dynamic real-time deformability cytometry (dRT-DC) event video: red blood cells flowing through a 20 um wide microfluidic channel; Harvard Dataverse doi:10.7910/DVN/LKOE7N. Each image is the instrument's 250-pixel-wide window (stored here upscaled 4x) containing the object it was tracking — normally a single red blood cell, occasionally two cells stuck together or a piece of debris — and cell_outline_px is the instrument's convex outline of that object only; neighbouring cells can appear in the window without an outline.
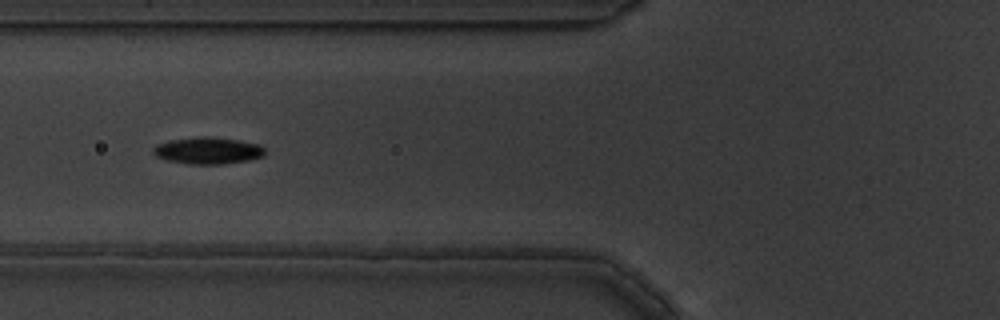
{"species": "common noctule bat (a hibernating species)", "species_latin": "Nyctalus noctula", "temperature_condition": "warm", "stored_images_in_passage": 10, "camera_frame_rate_fps": 3000, "um_per_image_px": 0.085, "animal": {"sex": "male", "body_mass_g": 19.5, "forearm_length_mm": 54.6}, "frame": {"image": 1, "passage_image": 7, "time_ms": 2.0, "image_size_px": [1000, 320], "cell_outline_px": [[264, 156], [248, 160], [220, 164], [188, 164], [164, 160], [156, 156], [152, 152], [152, 148], [156, 144], [168, 140], [204, 136], [240, 140], [260, 144], [264, 148]], "centroid_in_image_um": [17.63, 12.8], "position_along_channel_um": 108.2, "area_um2": 17.57}}
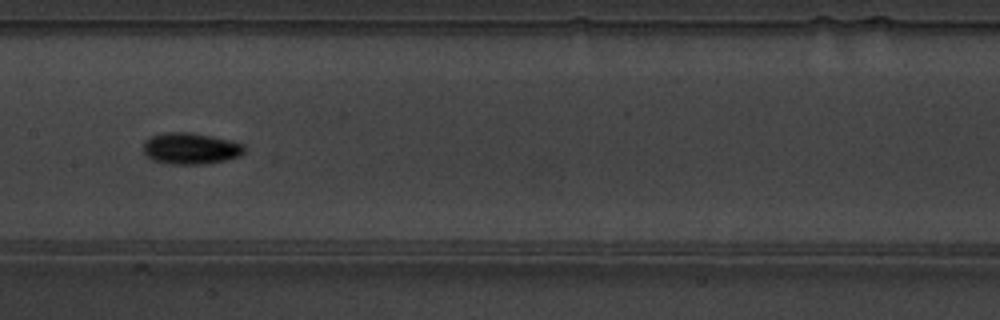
{"frame": {"image": 2, "passage_image": 9, "time_ms": 2.667, "image_size_px": [1000, 320], "cell_outline_px": [[244, 152], [240, 156], [208, 164], [168, 164], [152, 160], [144, 152], [144, 140], [152, 136], [164, 132], [188, 132], [212, 136], [232, 140], [244, 144]], "centroid_in_image_um": [16.21, 12.62], "position_along_channel_um": 191.2, "area_um2": 18.61}}